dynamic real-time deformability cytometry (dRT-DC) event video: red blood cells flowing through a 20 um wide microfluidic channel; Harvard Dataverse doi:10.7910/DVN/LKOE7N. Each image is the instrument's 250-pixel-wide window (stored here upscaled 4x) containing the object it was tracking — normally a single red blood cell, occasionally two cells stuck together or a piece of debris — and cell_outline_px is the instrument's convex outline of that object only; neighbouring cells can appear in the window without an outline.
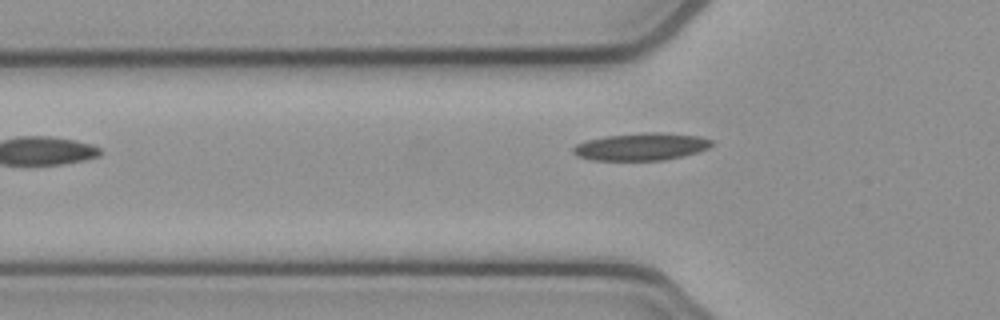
{"species": "common noctule bat (a hibernating species)", "species_latin": "Nyctalus noctula", "temperature_condition": "cold", "stored_images_in_passage": 3, "camera_frame_rate_fps": 3000, "um_per_image_px": 0.085, "animal": {"sex": "female", "body_mass_g": 21.9}, "frame": {"image": 1, "passage_image": 2, "time_ms": 0.333, "image_size_px": [1000, 320], "cell_outline_px": [[712, 144], [708, 148], [696, 152], [664, 160], [592, 160], [576, 156], [572, 152], [572, 148], [576, 144], [588, 140], [604, 136], [644, 132], [660, 132], [700, 136], [712, 140]], "centroid_in_image_um": [54.47, 12.46], "position_along_channel_um": 71.3, "area_um2": 22.08}}
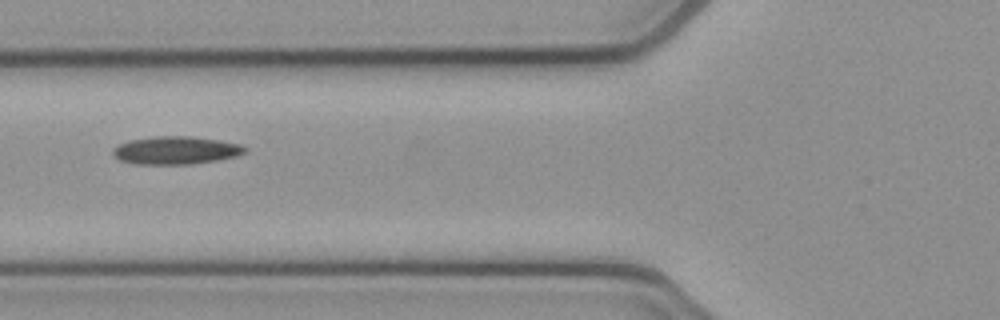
{"frame": {"image": 2, "passage_image": 3, "time_ms": 0.667, "image_size_px": [1000, 320], "cell_outline_px": [[248, 148], [244, 152], [236, 156], [216, 160], [192, 164], [136, 164], [120, 160], [112, 152], [112, 148], [128, 140], [156, 136], [192, 136], [220, 140], [240, 144]], "centroid_in_image_um": [14.95, 12.77], "position_along_channel_um": 110.9, "area_um2": 21.44}}